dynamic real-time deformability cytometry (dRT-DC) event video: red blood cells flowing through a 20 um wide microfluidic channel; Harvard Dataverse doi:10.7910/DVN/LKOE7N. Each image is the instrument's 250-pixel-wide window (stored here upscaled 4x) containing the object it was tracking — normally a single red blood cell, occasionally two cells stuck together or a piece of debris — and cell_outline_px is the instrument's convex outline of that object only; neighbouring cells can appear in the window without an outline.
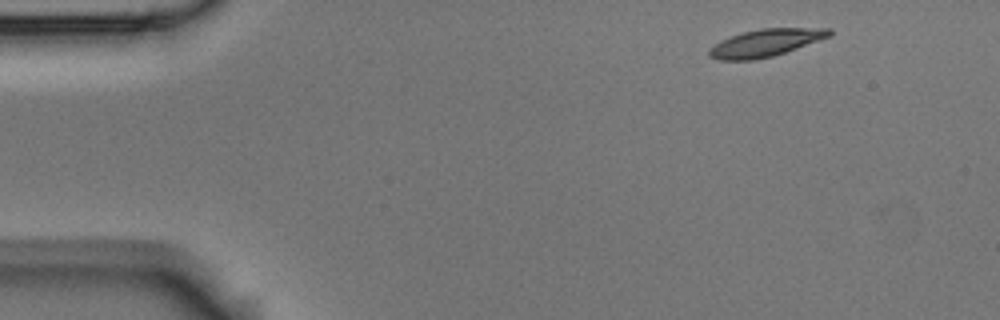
{"species": "Egyptian fruit bat (a non-hibernating species)", "species_latin": "Rousettus aegyptiacus", "temperature_condition": "room temperature", "stored_images_in_passage": 3, "camera_frame_rate_fps": 3000, "um_per_image_px": 0.085, "animal": {"sex": "male"}, "frame": {"image": 1, "passage_image": 1, "time_ms": 0.0, "image_size_px": [1000, 320], "cell_outline_px": [[832, 36], [772, 56], [752, 60], [720, 60], [708, 56], [708, 48], [720, 40], [744, 32], [760, 28], [832, 28]], "centroid_in_image_um": [65.06, 3.63], "position_along_channel_um": 19.9, "area_um2": 19.13}}
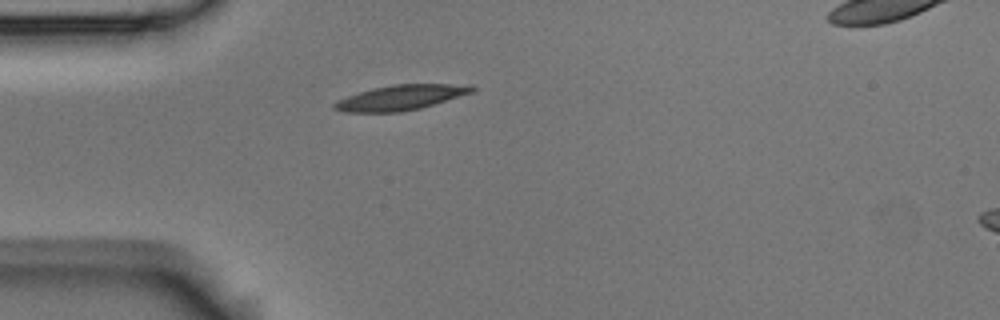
{"frame": {"image": 2, "passage_image": 3, "time_ms": 0.667, "image_size_px": [1000, 320], "cell_outline_px": [[476, 88], [472, 92], [420, 108], [400, 112], [344, 112], [332, 108], [332, 104], [348, 96], [372, 88], [392, 84], [472, 84]], "centroid_in_image_um": [34.07, 8.28], "position_along_channel_um": 50.9, "area_um2": 19.94}}